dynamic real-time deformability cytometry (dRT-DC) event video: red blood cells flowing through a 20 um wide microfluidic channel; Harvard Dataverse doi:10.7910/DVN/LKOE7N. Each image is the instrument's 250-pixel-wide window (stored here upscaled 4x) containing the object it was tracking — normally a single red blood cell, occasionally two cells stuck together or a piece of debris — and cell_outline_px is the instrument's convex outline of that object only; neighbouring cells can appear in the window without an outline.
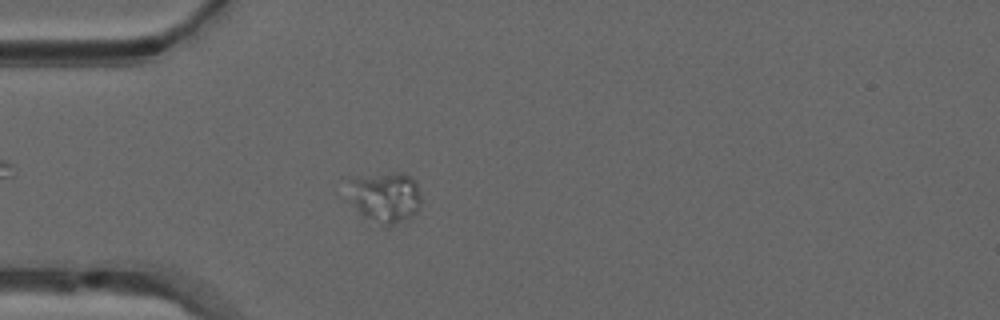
{"species": "common noctule bat (a hibernating species)", "species_latin": "Nyctalus noctula", "temperature_condition": "warm", "stored_images_in_passage": 52, "camera_frame_rate_fps": 3000, "um_per_image_px": 0.085, "animal": {"sex": "male", "forearm_length_mm": 52.5}, "frame": {"image": 1, "passage_image": 15, "time_ms": 4.667, "image_size_px": [1000, 320], "cell_outline_px": [[420, 208], [412, 216], [388, 228], [364, 216], [344, 200], [348, 176], [392, 172], [400, 172], [416, 180], [420, 196]], "centroid_in_image_um": [32.62, 16.73], "position_along_channel_um": 52.4, "area_um2": 22.83}}
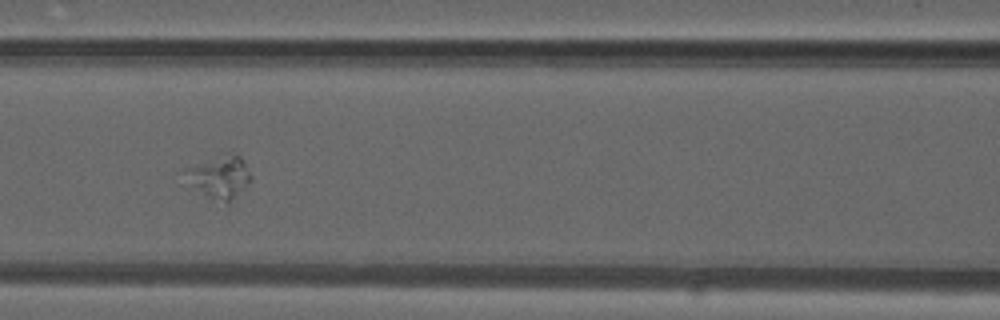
{"frame": {"image": 2, "passage_image": 23, "time_ms": 7.333, "image_size_px": [1000, 320], "cell_outline_px": [[252, 180], [232, 200], [224, 200], [208, 196], [196, 184], [184, 168], [232, 152], [240, 156], [244, 160], [252, 176]], "centroid_in_image_um": [18.82, 14.97], "position_along_channel_um": 147.8, "area_um2": 14.97}}
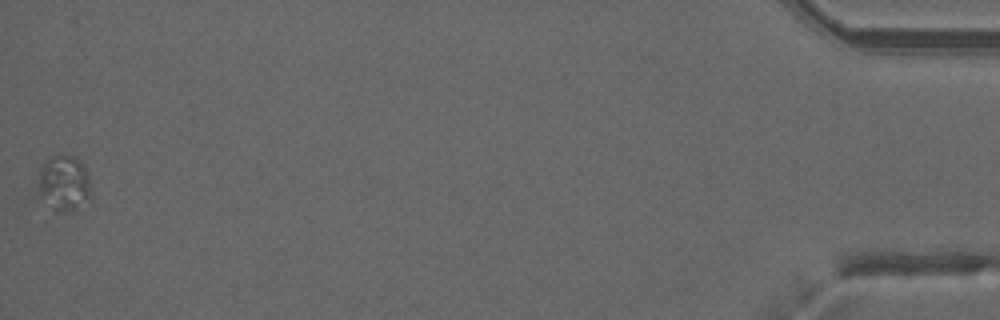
{"frame": {"image": 3, "passage_image": 52, "time_ms": 17.0, "image_size_px": [1000, 320], "cell_outline_px": [[92, 200], [76, 212], [56, 212], [36, 200], [36, 192], [40, 168], [44, 160], [52, 156], [72, 156], [80, 160], [84, 164], [88, 172], [92, 196]], "centroid_in_image_um": [5.42, 15.67], "position_along_channel_um": 429.8, "area_um2": 18.61}}